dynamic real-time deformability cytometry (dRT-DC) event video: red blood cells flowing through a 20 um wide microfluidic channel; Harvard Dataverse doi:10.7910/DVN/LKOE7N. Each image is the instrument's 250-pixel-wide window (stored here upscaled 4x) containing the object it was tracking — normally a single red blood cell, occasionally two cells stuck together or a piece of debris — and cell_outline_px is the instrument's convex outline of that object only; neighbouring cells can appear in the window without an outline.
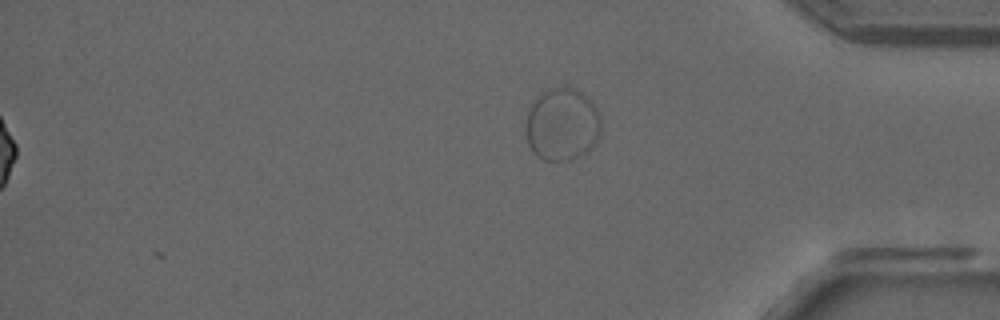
{"species": "common noctule bat (a hibernating species)", "species_latin": "Nyctalus noctula", "temperature_condition": "room temperature", "stored_images_in_passage": 30, "camera_frame_rate_fps": 3000, "um_per_image_px": 0.085, "animal": {"sex": "male", "forearm_length_mm": 52.5}, "frame": {"image": 1, "passage_image": 30, "time_ms": 9.667, "image_size_px": [1000, 320], "cell_outline_px": [[600, 132], [596, 144], [588, 152], [568, 160], [544, 160], [536, 156], [532, 152], [528, 144], [524, 124], [528, 112], [532, 104], [540, 92], [564, 84], [576, 88], [588, 96], [600, 112]], "centroid_in_image_um": [47.79, 10.54], "position_along_channel_um": 387.4, "area_um2": 32.66}}